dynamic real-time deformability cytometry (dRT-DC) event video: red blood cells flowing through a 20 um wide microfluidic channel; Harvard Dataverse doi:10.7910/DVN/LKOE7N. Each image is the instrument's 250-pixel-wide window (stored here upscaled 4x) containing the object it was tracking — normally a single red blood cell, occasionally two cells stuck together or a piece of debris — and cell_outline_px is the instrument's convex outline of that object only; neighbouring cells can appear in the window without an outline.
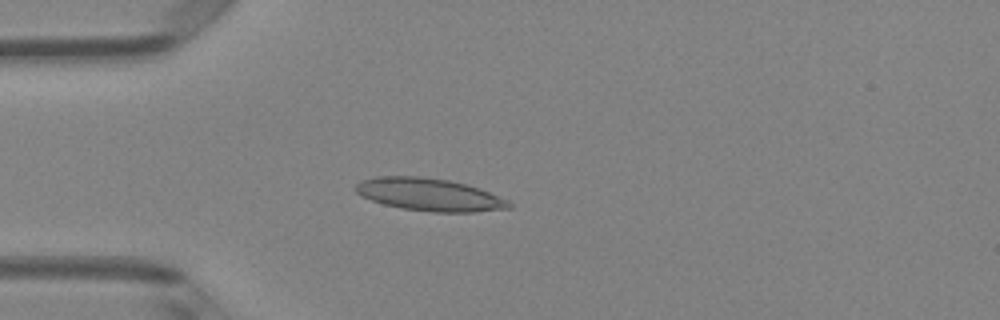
{"species": "Egyptian fruit bat (a non-hibernating species)", "species_latin": "Rousettus aegyptiacus", "temperature_condition": "room temperature", "stored_images_in_passage": 49, "camera_frame_rate_fps": 3000, "um_per_image_px": 0.085, "animal": {"sex": "female"}, "frame": {"image": 1, "passage_image": 13, "time_ms": 4.0, "image_size_px": [1000, 320], "cell_outline_px": [[512, 208], [472, 212], [432, 212], [400, 208], [384, 204], [360, 196], [352, 188], [360, 180], [376, 176], [420, 176], [448, 180], [480, 188], [508, 200], [512, 204]], "centroid_in_image_um": [36.46, 16.54], "position_along_channel_um": 48.5, "area_um2": 29.3}}
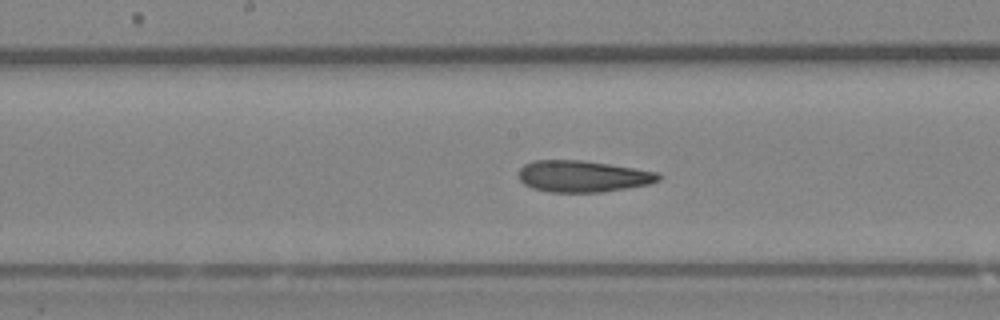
{"frame": {"image": 2, "passage_image": 25, "time_ms": 8.0, "image_size_px": [1000, 320], "cell_outline_px": [[664, 176], [660, 180], [648, 184], [600, 192], [548, 192], [532, 188], [524, 184], [520, 180], [516, 172], [524, 164], [532, 160], [584, 160], [660, 172]], "centroid_in_image_um": [49.52, 14.97], "position_along_channel_um": 198.7, "area_um2": 25.95}}
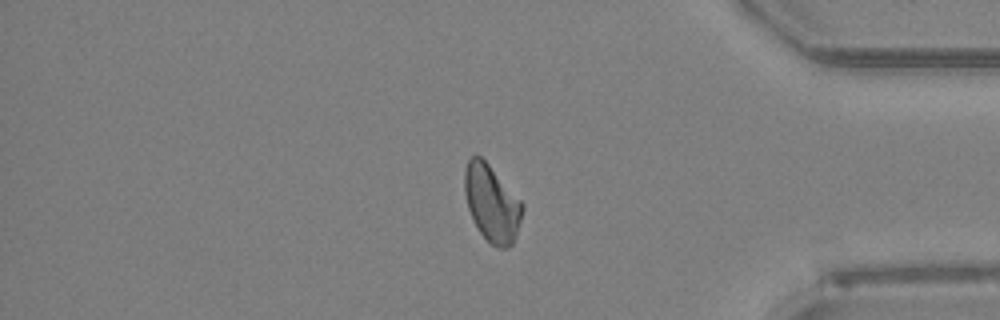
{"frame": {"image": 3, "passage_image": 41, "time_ms": 13.333, "image_size_px": [1000, 320], "cell_outline_px": [[524, 208], [516, 236], [512, 244], [508, 248], [496, 248], [480, 232], [472, 220], [468, 208], [464, 192], [464, 168], [468, 160], [472, 156], [480, 156], [488, 164], [524, 204]], "centroid_in_image_um": [41.79, 17.29], "position_along_channel_um": 393.4, "area_um2": 25.72}, "authors_computed_cell_mechanics": {"area_um2": 26.0678, "velocity_mm_per_s": 4.1108, "shape_relaxation_time_tau1_ms": 8.7883, "shape_relaxation_time_tau2_ms": 3.7555, "deformation_change_tau1": 0.205, "deformation_change_tau2": 0.1376}}